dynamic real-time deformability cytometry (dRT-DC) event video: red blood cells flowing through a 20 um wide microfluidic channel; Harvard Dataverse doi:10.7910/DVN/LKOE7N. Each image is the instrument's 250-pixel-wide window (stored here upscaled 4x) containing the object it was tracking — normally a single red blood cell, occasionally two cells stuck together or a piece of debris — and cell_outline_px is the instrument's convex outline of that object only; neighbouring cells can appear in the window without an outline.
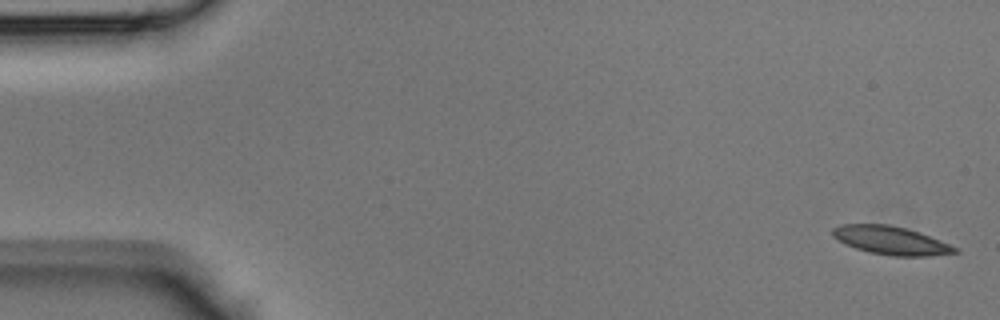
{"species": "Egyptian fruit bat (a non-hibernating species)", "species_latin": "Rousettus aegyptiacus", "temperature_condition": "room temperature", "stored_images_in_passage": 44, "camera_frame_rate_fps": 3000, "um_per_image_px": 0.085, "animal": {"sex": "male"}, "frame": {"image": 1, "passage_image": 1, "time_ms": 0.0, "image_size_px": [1000, 320], "cell_outline_px": [[960, 252], [928, 256], [892, 256], [868, 252], [856, 248], [832, 236], [832, 228], [840, 224], [888, 224], [904, 228], [940, 240], [960, 248]], "centroid_in_image_um": [75.74, 20.44], "position_along_channel_um": 9.3, "area_um2": 20.0}}
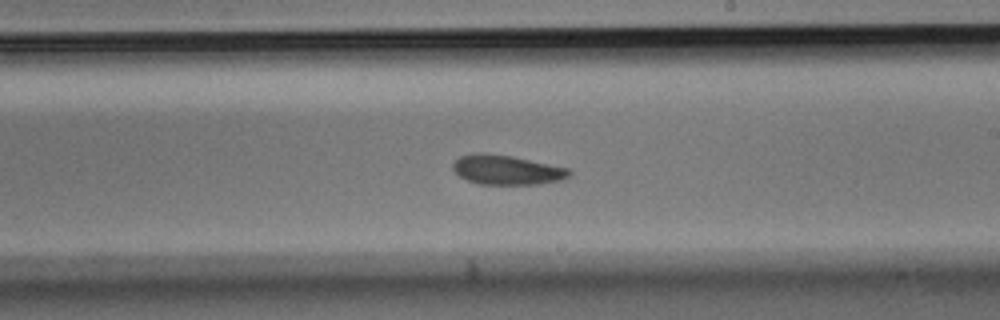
{"frame": {"image": 2, "passage_image": 25, "time_ms": 8.0, "image_size_px": [1000, 320], "cell_outline_px": [[572, 172], [568, 176], [560, 180], [540, 184], [480, 184], [468, 180], [460, 176], [452, 168], [452, 164], [460, 156], [476, 152], [488, 152], [512, 156], [568, 168]], "centroid_in_image_um": [43.05, 14.42], "position_along_channel_um": 245.9, "area_um2": 20.0}}
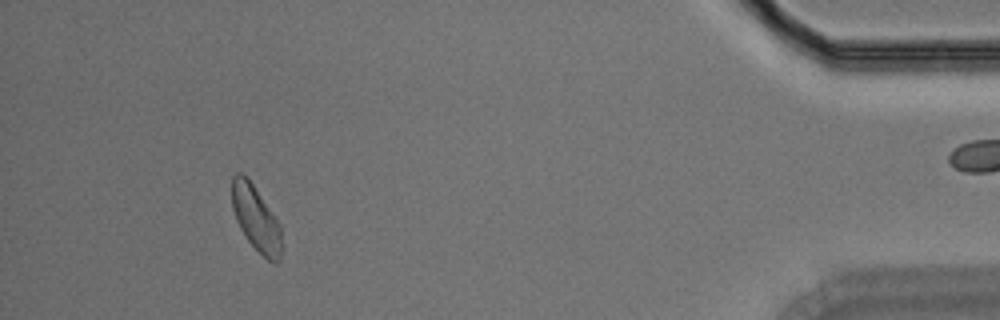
{"frame": {"image": 3, "passage_image": 40, "time_ms": 13.0, "image_size_px": [1000, 320], "cell_outline_px": [[280, 260], [276, 264], [272, 264], [248, 240], [240, 228], [236, 220], [232, 208], [232, 176], [236, 172], [244, 172], [248, 176], [280, 224]], "centroid_in_image_um": [21.73, 18.51], "position_along_channel_um": 413.5, "area_um2": 18.84}}